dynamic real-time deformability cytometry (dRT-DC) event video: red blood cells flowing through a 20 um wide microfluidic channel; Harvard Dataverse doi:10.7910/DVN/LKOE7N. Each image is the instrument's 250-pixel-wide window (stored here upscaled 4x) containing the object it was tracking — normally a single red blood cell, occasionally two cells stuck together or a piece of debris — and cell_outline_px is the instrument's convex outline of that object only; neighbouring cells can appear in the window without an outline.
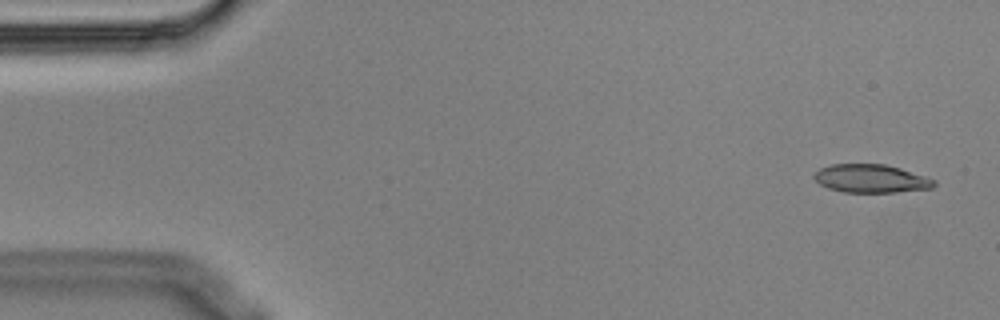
{"species": "Egyptian fruit bat (a non-hibernating species)", "species_latin": "Rousettus aegyptiacus", "temperature_condition": "cold", "stored_images_in_passage": 5, "camera_frame_rate_fps": 3000, "um_per_image_px": 0.085, "animal": {"sex": "male"}, "frame": {"image": 1, "passage_image": 1, "time_ms": 0.0, "image_size_px": [1000, 320], "cell_outline_px": [[936, 184], [932, 188], [896, 192], [844, 192], [828, 188], [820, 184], [812, 176], [820, 168], [832, 164], [884, 164], [900, 168], [936, 180]], "centroid_in_image_um": [74.03, 15.18], "position_along_channel_um": 11.0, "area_um2": 19.65}}
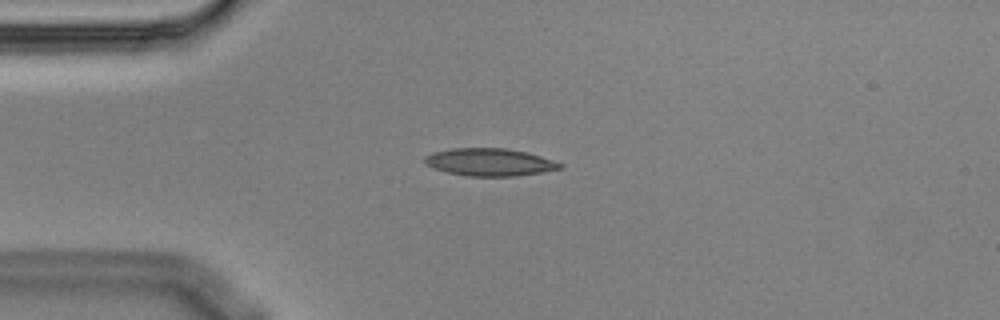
{"frame": {"image": 2, "passage_image": 4, "time_ms": 1.0, "image_size_px": [1000, 320], "cell_outline_px": [[564, 168], [516, 176], [468, 176], [448, 172], [432, 168], [424, 164], [424, 156], [432, 152], [452, 148], [504, 148], [528, 152], [564, 164]], "centroid_in_image_um": [41.59, 13.78], "position_along_channel_um": 43.4, "area_um2": 21.79}}